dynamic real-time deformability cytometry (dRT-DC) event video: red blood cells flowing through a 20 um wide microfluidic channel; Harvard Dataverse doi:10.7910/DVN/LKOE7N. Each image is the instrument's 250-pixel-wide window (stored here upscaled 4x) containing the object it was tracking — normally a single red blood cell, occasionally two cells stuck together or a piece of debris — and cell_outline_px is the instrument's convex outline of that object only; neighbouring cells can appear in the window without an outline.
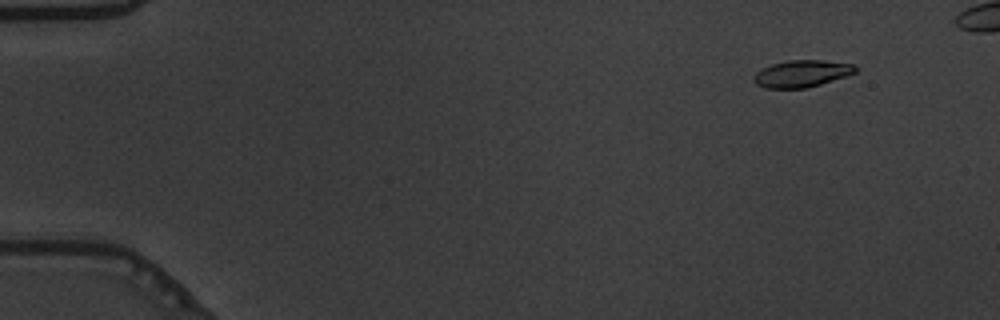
{"species": "common noctule bat (a hibernating species)", "species_latin": "Nyctalus noctula", "temperature_condition": "warm", "stored_images_in_passage": 53, "camera_frame_rate_fps": 3000, "um_per_image_px": 0.085, "animal": {"sex": "male", "body_mass_g": 19.5, "forearm_length_mm": 54.6}, "frame": {"image": 1, "passage_image": 6, "time_ms": 1.667, "image_size_px": [1000, 320], "cell_outline_px": [[860, 68], [856, 72], [848, 76], [820, 84], [804, 88], [764, 88], [756, 84], [752, 76], [760, 68], [772, 64], [788, 60], [820, 60], [852, 64]], "centroid_in_image_um": [68.14, 6.25], "position_along_channel_um": 16.9, "area_um2": 16.07}}
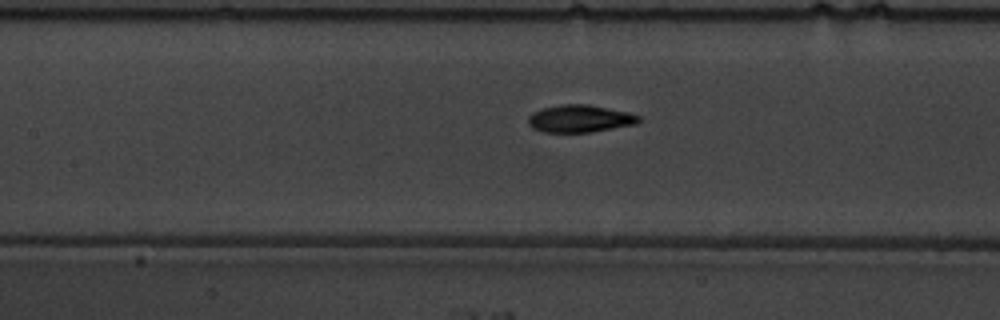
{"frame": {"image": 2, "passage_image": 27, "time_ms": 8.667, "image_size_px": [1000, 320], "cell_outline_px": [[640, 120], [636, 124], [592, 132], [544, 132], [532, 128], [528, 124], [528, 116], [532, 112], [540, 108], [560, 104], [588, 104], [628, 112], [640, 116]], "centroid_in_image_um": [49.25, 10.08], "position_along_channel_um": 158.1, "area_um2": 17.8}}
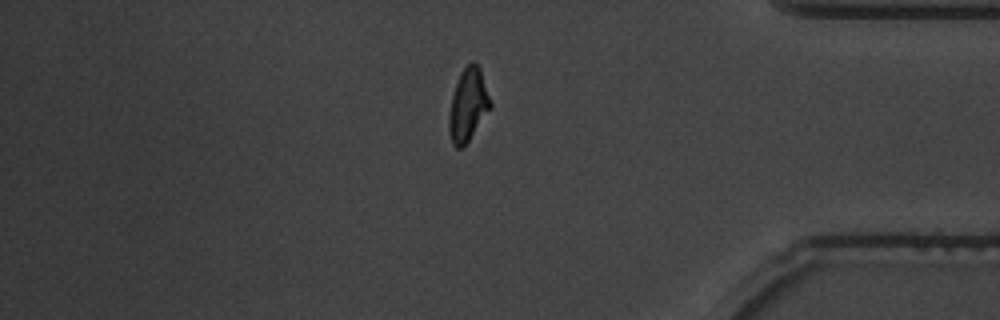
{"frame": {"image": 3, "passage_image": 48, "time_ms": 15.667, "image_size_px": [1000, 320], "cell_outline_px": [[492, 108], [464, 148], [456, 148], [452, 144], [448, 132], [448, 116], [452, 96], [460, 72], [472, 60], [480, 68], [492, 104]], "centroid_in_image_um": [39.78, 8.97], "position_along_channel_um": 395.4, "area_um2": 17.86}}